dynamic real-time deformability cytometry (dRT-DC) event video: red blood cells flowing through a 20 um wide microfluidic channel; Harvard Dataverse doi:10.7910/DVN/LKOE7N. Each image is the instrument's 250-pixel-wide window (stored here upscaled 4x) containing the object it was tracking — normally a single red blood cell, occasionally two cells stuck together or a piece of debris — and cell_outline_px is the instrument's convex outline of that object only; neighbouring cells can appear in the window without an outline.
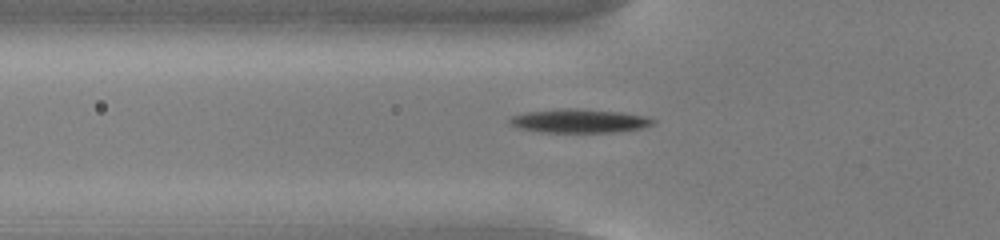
{"species": "common noctule bat (a hibernating species)", "species_latin": "Nyctalus noctula", "temperature_condition": "cold", "stored_images_in_passage": 54, "camera_frame_rate_fps": 3000, "um_per_image_px": 0.085, "animal": {"sex": "male", "body_mass_g": 13.0, "forearm_length_mm": 53.1}, "frame": {"image": 1, "passage_image": 19, "time_ms": 6.0, "image_size_px": [1000, 240], "cell_outline_px": [[656, 120], [652, 124], [640, 128], [616, 132], [540, 132], [516, 128], [508, 120], [512, 116], [528, 112], [564, 108], [572, 108], [620, 112], [644, 116]], "centroid_in_image_um": [49.21, 10.28], "position_along_channel_um": 76.6, "area_um2": 19.59}}
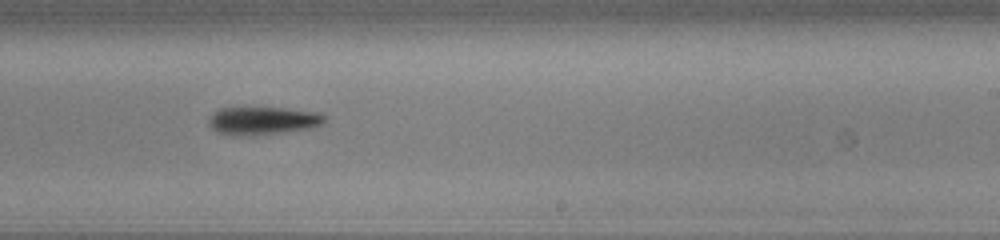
{"frame": {"image": 2, "passage_image": 34, "time_ms": 11.0, "image_size_px": [1000, 240], "cell_outline_px": [[328, 116], [320, 124], [312, 128], [280, 132], [216, 132], [208, 124], [208, 116], [220, 108], [284, 108], [316, 112]], "centroid_in_image_um": [22.38, 10.19], "position_along_channel_um": 266.6, "area_um2": 17.74}}
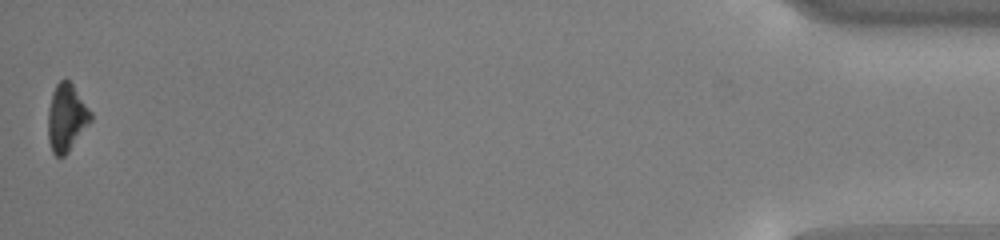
{"frame": {"image": 3, "passage_image": 54, "time_ms": 17.667, "image_size_px": [1000, 240], "cell_outline_px": [[92, 120], [68, 152], [64, 156], [56, 156], [52, 152], [48, 140], [48, 108], [52, 92], [56, 84], [60, 80], [68, 80], [72, 84], [92, 112]], "centroid_in_image_um": [5.64, 10.01], "position_along_channel_um": 429.6, "area_um2": 16.76}, "authors_computed_cell_mechanics": {"area_um2": 18.1492, "velocity_mm_per_s": 3.802, "shape_relaxation_time_tau1_ms": 2.4105, "shape_relaxation_time_tau2_ms": null, "deformation_change_tau1": 0.1107, "deformation_change_tau2": null}}